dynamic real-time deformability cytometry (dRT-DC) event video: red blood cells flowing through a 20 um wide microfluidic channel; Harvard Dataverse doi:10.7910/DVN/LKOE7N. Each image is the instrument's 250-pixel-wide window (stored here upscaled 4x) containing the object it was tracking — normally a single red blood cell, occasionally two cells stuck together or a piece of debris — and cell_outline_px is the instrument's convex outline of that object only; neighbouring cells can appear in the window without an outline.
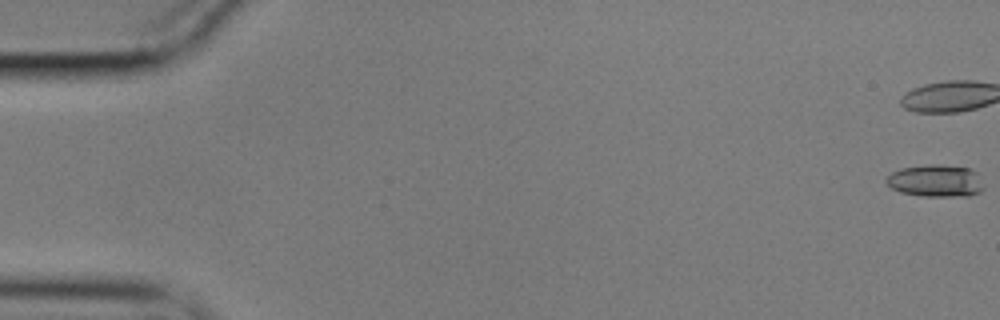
{"species": "common noctule bat (a hibernating species)", "species_latin": "Nyctalus noctula", "temperature_condition": "cold", "stored_images_in_passage": 57, "camera_frame_rate_fps": 3000, "um_per_image_px": 0.085, "animal": {"sex": "male", "body_mass_g": 17.9}, "frame": {"image": 1, "passage_image": 1, "time_ms": 0.0, "image_size_px": [1000, 320], "cell_outline_px": [[984, 188], [980, 192], [968, 196], [924, 196], [900, 192], [892, 188], [884, 180], [892, 172], [900, 168], [932, 164], [940, 164], [972, 168], [976, 172]], "centroid_in_image_um": [79.54, 15.36], "position_along_channel_um": 5.5, "area_um2": 18.32}}